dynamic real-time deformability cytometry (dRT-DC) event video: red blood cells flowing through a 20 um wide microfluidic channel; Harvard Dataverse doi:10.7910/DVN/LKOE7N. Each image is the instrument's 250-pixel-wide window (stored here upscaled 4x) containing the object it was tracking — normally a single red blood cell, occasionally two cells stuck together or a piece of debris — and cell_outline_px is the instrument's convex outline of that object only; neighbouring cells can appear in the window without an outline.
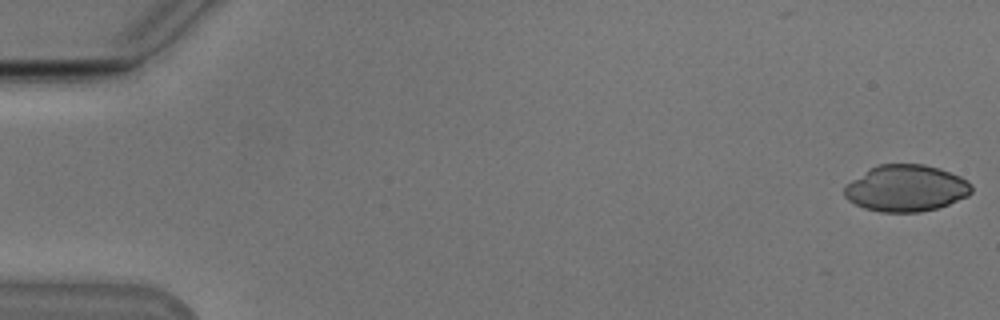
{"species": "Egyptian fruit bat (a non-hibernating species)", "species_latin": "Rousettus aegyptiacus", "temperature_condition": "cold", "stored_images_in_passage": 21, "camera_frame_rate_fps": 3000, "um_per_image_px": 0.085, "animal": {"sex": "male"}, "frame": {"image": 1, "passage_image": 1, "time_ms": 0.0, "image_size_px": [1000, 320], "cell_outline_px": [[972, 192], [968, 196], [948, 204], [936, 208], [920, 212], [880, 212], [864, 208], [848, 200], [844, 196], [844, 188], [852, 180], [876, 164], [924, 164], [940, 168], [960, 176], [968, 180], [972, 184]], "centroid_in_image_um": [77.04, 16.0], "position_along_channel_um": 8.0, "area_um2": 34.56}}